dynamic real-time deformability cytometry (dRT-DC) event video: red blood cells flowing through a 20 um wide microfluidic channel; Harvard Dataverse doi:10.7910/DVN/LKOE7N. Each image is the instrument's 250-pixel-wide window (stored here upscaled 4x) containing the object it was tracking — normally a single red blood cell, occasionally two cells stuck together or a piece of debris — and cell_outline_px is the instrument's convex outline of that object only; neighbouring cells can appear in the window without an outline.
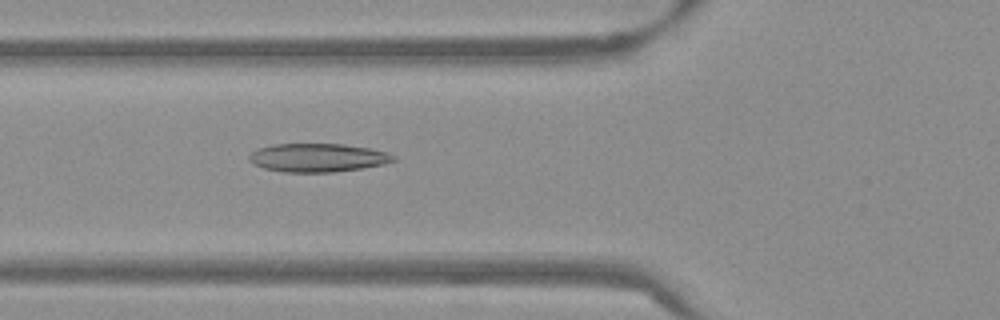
{"species": "Egyptian fruit bat (a non-hibernating species)", "species_latin": "Rousettus aegyptiacus", "temperature_condition": "warm", "stored_images_in_passage": 52, "camera_frame_rate_fps": 3000, "um_per_image_px": 0.085, "frame": {"image": 1, "passage_image": 20, "time_ms": 6.333, "image_size_px": [1000, 320], "cell_outline_px": [[396, 160], [384, 164], [364, 168], [332, 172], [284, 172], [264, 168], [252, 164], [248, 160], [248, 156], [256, 148], [272, 144], [344, 144], [368, 148], [388, 152], [396, 156]], "centroid_in_image_um": [26.99, 13.4], "position_along_channel_um": 98.8, "area_um2": 24.16}}
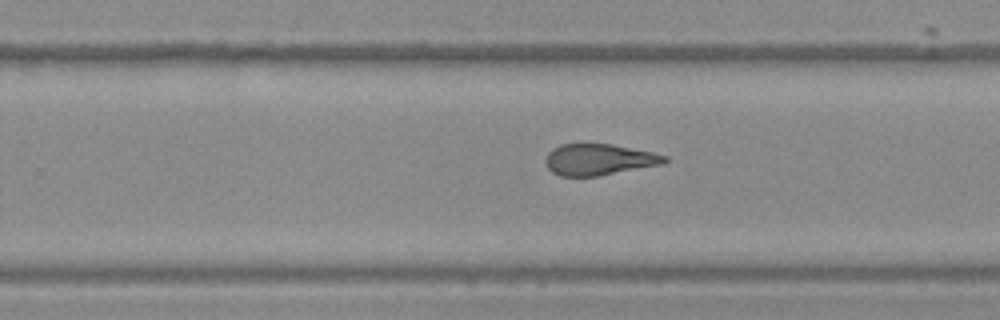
{"frame": {"image": 2, "passage_image": 34, "time_ms": 11.0, "image_size_px": [1000, 320], "cell_outline_px": [[668, 160], [660, 164], [600, 176], [560, 176], [552, 172], [548, 168], [544, 160], [548, 152], [552, 148], [560, 144], [612, 144], [652, 152], [668, 156]], "centroid_in_image_um": [50.87, 13.56], "position_along_channel_um": 278.9, "area_um2": 21.68}}
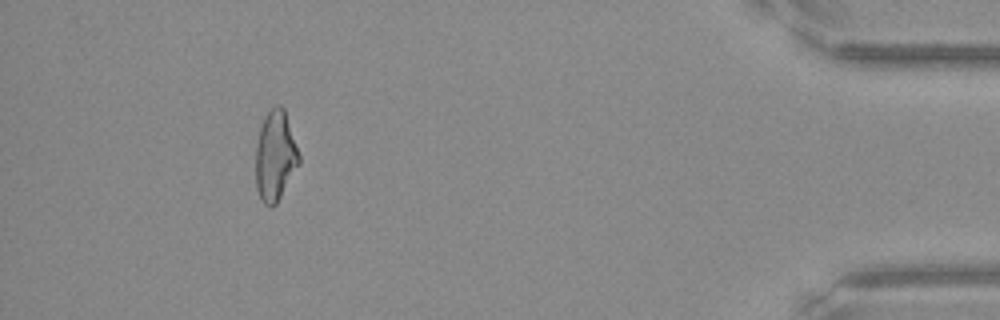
{"frame": {"image": 3, "passage_image": 49, "time_ms": 16.0, "image_size_px": [1000, 320], "cell_outline_px": [[300, 164], [276, 204], [272, 208], [264, 204], [260, 200], [256, 188], [256, 144], [260, 128], [264, 116], [276, 104], [280, 104], [284, 108], [300, 156]], "centroid_in_image_um": [23.39, 13.28], "position_along_channel_um": 411.8, "area_um2": 22.89}}